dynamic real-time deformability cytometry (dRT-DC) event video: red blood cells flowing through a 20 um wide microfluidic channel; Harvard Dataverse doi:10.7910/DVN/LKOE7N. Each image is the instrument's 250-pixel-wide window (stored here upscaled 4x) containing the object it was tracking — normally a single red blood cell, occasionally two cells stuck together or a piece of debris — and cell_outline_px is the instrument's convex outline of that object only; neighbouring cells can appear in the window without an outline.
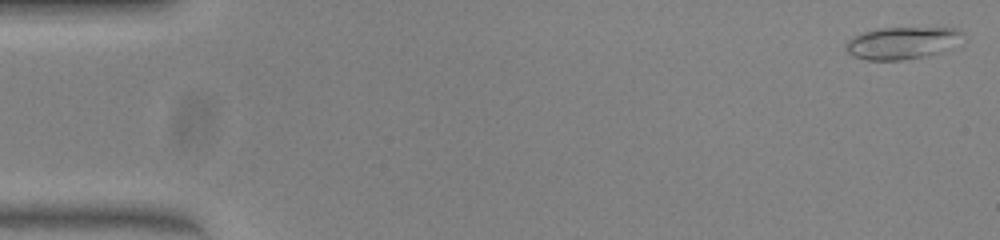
{"species": "common noctule bat (a hibernating species)", "species_latin": "Nyctalus noctula", "temperature_condition": "warm", "stored_images_in_passage": 50, "camera_frame_rate_fps": 3000, "um_per_image_px": 0.085, "animal": {"sex": "female", "body_mass_g": 23.0, "forearm_length_mm": 53.4}, "frame": {"image": 1, "passage_image": 1, "time_ms": 0.0, "image_size_px": [1000, 240], "cell_outline_px": [[968, 40], [940, 52], [924, 56], [900, 60], [868, 60], [852, 56], [844, 48], [848, 40], [852, 36], [876, 28], [956, 28], [964, 32]], "centroid_in_image_um": [76.74, 3.64], "position_along_channel_um": 8.3, "area_um2": 22.31}}
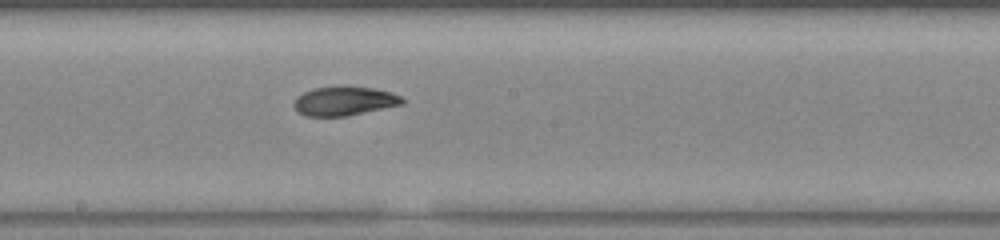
{"frame": {"image": 2, "passage_image": 27, "time_ms": 8.667, "image_size_px": [1000, 240], "cell_outline_px": [[404, 104], [344, 116], [304, 116], [292, 104], [296, 96], [312, 88], [344, 84], [348, 84], [372, 88], [392, 92], [400, 96], [404, 100]], "centroid_in_image_um": [29.25, 8.55], "position_along_channel_um": 219.0, "area_um2": 18.73}}
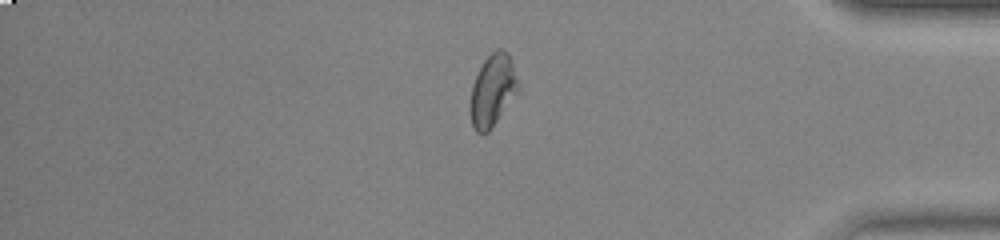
{"frame": {"image": 3, "passage_image": 42, "time_ms": 13.667, "image_size_px": [1000, 240], "cell_outline_px": [[520, 88], [488, 132], [476, 132], [472, 124], [468, 108], [472, 84], [484, 60], [496, 48], [504, 48], [508, 52], [512, 60], [520, 84]], "centroid_in_image_um": [41.87, 7.64], "position_along_channel_um": 393.3, "area_um2": 20.23}, "authors_computed_cell_mechanics": {"area_um2": 19.2474, "velocity_mm_per_s": 4.065, "shape_relaxation_time_tau1_ms": 7.0154, "shape_relaxation_time_tau2_ms": 2.0832, "deformation_change_tau1": 0.2138, "deformation_change_tau2": 0.0738}}